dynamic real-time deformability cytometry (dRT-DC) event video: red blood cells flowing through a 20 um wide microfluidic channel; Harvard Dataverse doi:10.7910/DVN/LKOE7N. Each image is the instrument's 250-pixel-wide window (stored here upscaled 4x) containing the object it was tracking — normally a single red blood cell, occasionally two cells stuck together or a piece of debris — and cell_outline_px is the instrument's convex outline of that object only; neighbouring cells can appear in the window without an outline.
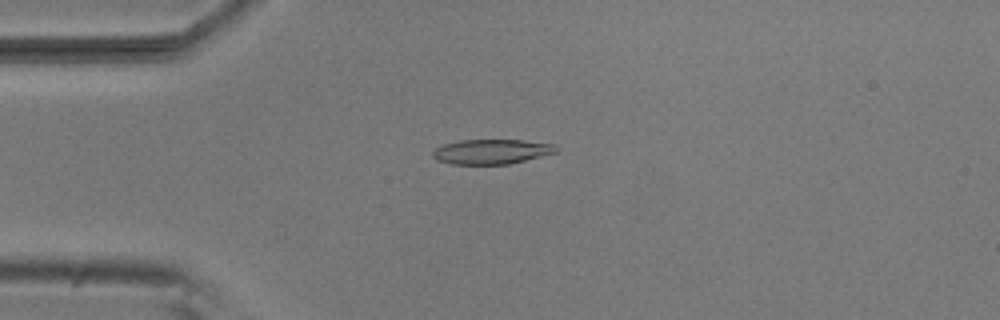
{"species": "common noctule bat (a hibernating species)", "species_latin": "Nyctalus noctula", "temperature_condition": "room temperature", "stored_images_in_passage": 52, "camera_frame_rate_fps": 3000, "um_per_image_px": 0.085, "animal": {"sex": "male", "body_mass_g": 20.5, "forearm_length_mm": 52.5}, "frame": {"image": 1, "passage_image": 12, "time_ms": 3.667, "image_size_px": [1000, 320], "cell_outline_px": [[560, 148], [556, 152], [508, 164], [452, 164], [436, 160], [432, 156], [432, 152], [436, 148], [444, 144], [460, 140], [524, 140], [556, 144]], "centroid_in_image_um": [41.79, 12.88], "position_along_channel_um": 43.2, "area_um2": 17.8}}
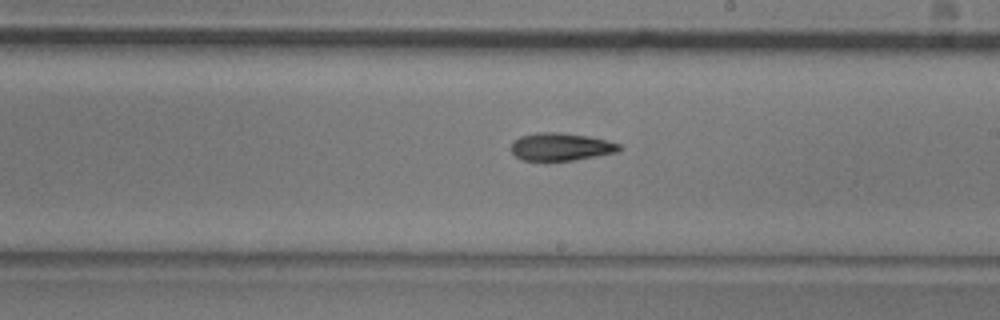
{"frame": {"image": 2, "passage_image": 29, "time_ms": 9.333, "image_size_px": [1000, 320], "cell_outline_px": [[624, 148], [620, 152], [572, 160], [544, 164], [520, 160], [512, 152], [512, 140], [520, 136], [536, 132], [560, 132], [588, 136], [620, 144]], "centroid_in_image_um": [47.63, 12.52], "position_along_channel_um": 241.4, "area_um2": 18.26}}
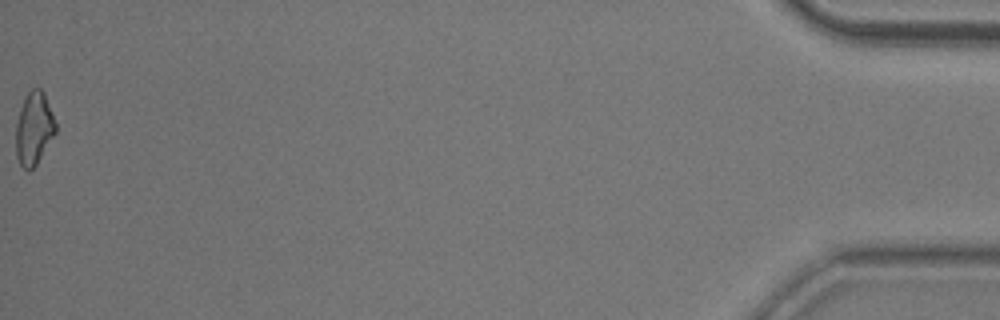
{"frame": {"image": 3, "passage_image": 52, "time_ms": 17.0, "image_size_px": [1000, 320], "cell_outline_px": [[56, 132], [36, 164], [28, 172], [20, 164], [16, 156], [16, 124], [20, 108], [28, 92], [32, 88], [40, 88], [44, 92], [56, 124]], "centroid_in_image_um": [2.88, 10.92], "position_along_channel_um": 432.3, "area_um2": 16.65}, "authors_computed_cell_mechanics": {"area_um2": 17.8024, "velocity_mm_per_s": 3.8172, "shape_relaxation_time_tau1_ms": 5.1743, "shape_relaxation_time_tau2_ms": 8.8395, "deformation_change_tau1": 0.1509, "deformation_change_tau2": 0.2047}}